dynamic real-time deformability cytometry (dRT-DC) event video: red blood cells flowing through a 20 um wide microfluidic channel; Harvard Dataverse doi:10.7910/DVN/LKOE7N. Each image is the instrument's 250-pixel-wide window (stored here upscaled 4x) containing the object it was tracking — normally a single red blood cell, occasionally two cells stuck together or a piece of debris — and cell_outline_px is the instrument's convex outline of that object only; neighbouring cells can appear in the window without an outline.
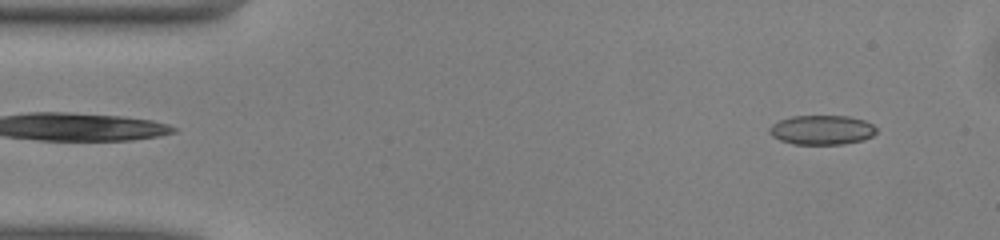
{"species": "common noctule bat (a hibernating species)", "species_latin": "Nyctalus noctula", "temperature_condition": "warm", "stored_images_in_passage": 46, "camera_frame_rate_fps": 3000, "um_per_image_px": 0.085, "animal": {"sex": "male", "body_mass_g": 13.0, "forearm_length_mm": 53.1}, "frame": {"image": 1, "passage_image": 1, "time_ms": 0.0, "image_size_px": [1000, 240], "cell_outline_px": [[876, 132], [872, 136], [864, 140], [844, 144], [792, 144], [780, 140], [772, 136], [768, 132], [768, 128], [772, 124], [780, 120], [792, 116], [848, 116], [864, 120], [872, 124], [876, 128]], "centroid_in_image_um": [69.84, 11.05], "position_along_channel_um": 15.2, "area_um2": 18.44}}
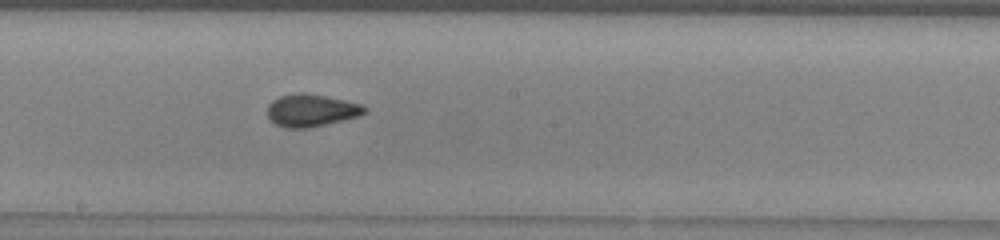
{"frame": {"image": 2, "passage_image": 23, "time_ms": 7.333, "image_size_px": [1000, 240], "cell_outline_px": [[368, 112], [360, 116], [344, 120], [308, 128], [284, 128], [268, 120], [268, 104], [272, 100], [280, 96], [296, 92], [304, 92], [344, 100], [360, 104], [368, 108]], "centroid_in_image_um": [26.45, 9.38], "position_along_channel_um": 221.8, "area_um2": 18.55}}
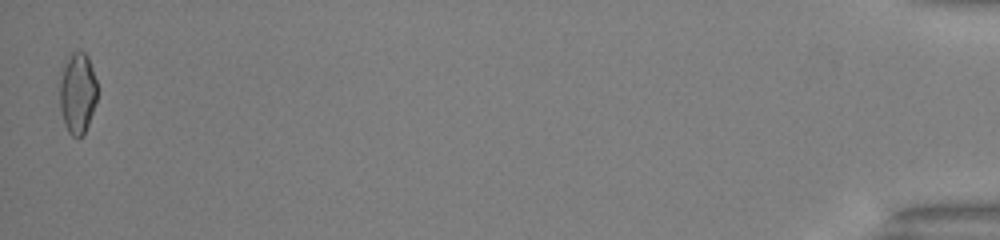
{"frame": {"image": 3, "passage_image": 46, "time_ms": 15.0, "image_size_px": [1000, 240], "cell_outline_px": [[96, 104], [88, 124], [84, 132], [80, 136], [72, 136], [68, 132], [64, 124], [60, 108], [60, 84], [64, 68], [72, 52], [84, 52], [88, 56], [96, 80]], "centroid_in_image_um": [6.6, 7.95], "position_along_channel_um": 428.6, "area_um2": 17.28}, "authors_computed_cell_mechanics": {"area_um2": 17.8602, "velocity_mm_per_s": 4.0724, "shape_relaxation_time_tau1_ms": null, "shape_relaxation_time_tau2_ms": 1.3045, "deformation_change_tau1": null, "deformation_change_tau2": 0.0728}}